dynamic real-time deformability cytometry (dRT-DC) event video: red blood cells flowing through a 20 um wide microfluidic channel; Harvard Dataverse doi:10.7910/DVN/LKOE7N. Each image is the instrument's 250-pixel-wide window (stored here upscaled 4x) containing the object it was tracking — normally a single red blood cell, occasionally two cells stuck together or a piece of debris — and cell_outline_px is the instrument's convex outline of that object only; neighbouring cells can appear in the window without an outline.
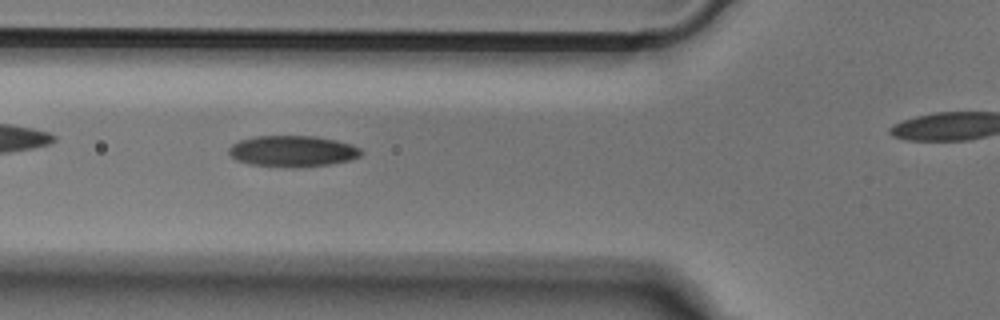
{"species": "Egyptian fruit bat (a non-hibernating species)", "species_latin": "Rousettus aegyptiacus", "temperature_condition": "cold", "stored_images_in_passage": 41, "camera_frame_rate_fps": 3000, "um_per_image_px": 0.085, "animal": {"sex": "male"}, "frame": {"image": 1, "passage_image": 17, "time_ms": 5.333, "image_size_px": [1000, 320], "cell_outline_px": [[364, 152], [360, 156], [352, 160], [332, 164], [300, 168], [292, 168], [248, 164], [236, 160], [228, 152], [228, 148], [232, 144], [240, 140], [252, 136], [316, 136], [336, 140], [352, 144], [360, 148]], "centroid_in_image_um": [24.9, 12.86], "position_along_channel_um": 100.9, "area_um2": 24.51}}
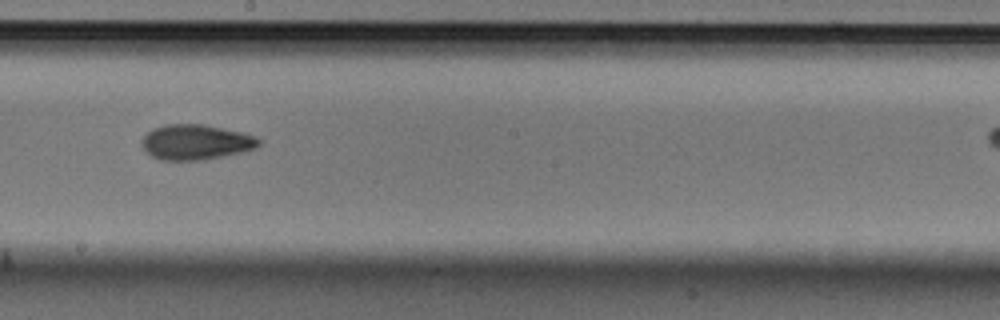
{"frame": {"image": 2, "passage_image": 27, "time_ms": 8.667, "image_size_px": [1000, 320], "cell_outline_px": [[260, 144], [256, 148], [244, 152], [204, 160], [160, 160], [152, 156], [144, 148], [140, 140], [152, 128], [164, 124], [204, 124], [244, 132], [256, 136], [260, 140]], "centroid_in_image_um": [16.67, 12.07], "position_along_channel_um": 231.5, "area_um2": 24.28}}
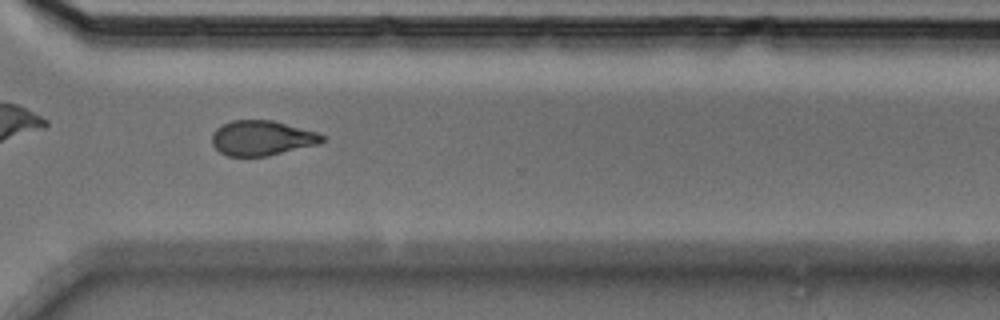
{"frame": {"image": 3, "passage_image": 36, "time_ms": 11.667, "image_size_px": [1000, 320], "cell_outline_px": [[324, 140], [320, 144], [268, 156], [228, 156], [220, 152], [212, 144], [212, 132], [216, 128], [232, 120], [272, 120], [316, 132], [324, 136]], "centroid_in_image_um": [22.25, 11.74], "position_along_channel_um": 348.3, "area_um2": 22.43}}